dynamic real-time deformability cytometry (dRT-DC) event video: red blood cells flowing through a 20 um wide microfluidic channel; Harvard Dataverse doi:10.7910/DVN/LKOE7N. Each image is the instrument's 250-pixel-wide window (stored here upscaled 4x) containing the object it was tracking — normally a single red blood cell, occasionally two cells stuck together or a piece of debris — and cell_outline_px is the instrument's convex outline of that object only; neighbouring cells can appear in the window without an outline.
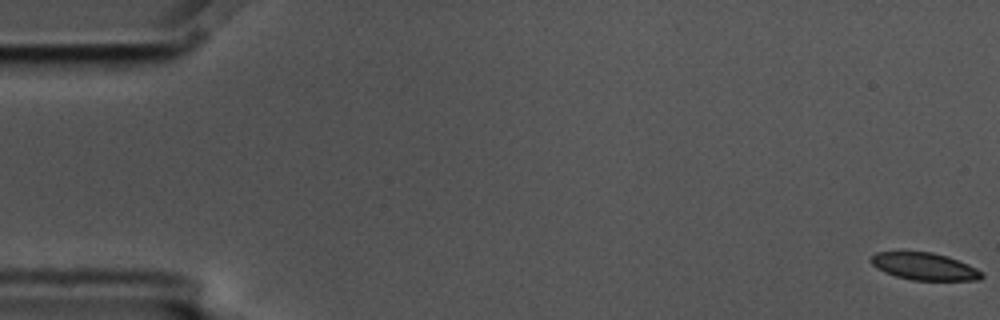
{"species": "common noctule bat (a hibernating species)", "species_latin": "Nyctalus noctula", "temperature_condition": "cold", "stored_images_in_passage": 7, "camera_frame_rate_fps": 3000, "um_per_image_px": 0.085, "animal": {"sex": "male", "body_mass_g": 17.5, "forearm_length_mm": 52.3}, "frame": {"image": 1, "passage_image": 1, "time_ms": 0.0, "image_size_px": [1000, 320], "cell_outline_px": [[984, 276], [980, 280], [912, 280], [896, 276], [884, 272], [876, 268], [868, 260], [876, 252], [932, 252], [948, 256], [968, 264], [984, 272]], "centroid_in_image_um": [78.59, 22.65], "position_along_channel_um": 6.4, "area_um2": 17.69}}
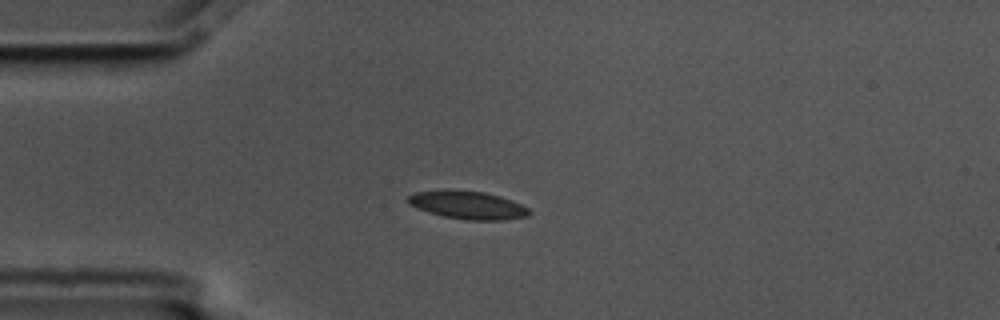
{"frame": {"image": 2, "passage_image": 5, "time_ms": 1.333, "image_size_px": [1000, 320], "cell_outline_px": [[532, 212], [528, 216], [504, 220], [468, 220], [444, 216], [428, 212], [408, 204], [408, 196], [416, 192], [484, 192], [500, 196], [512, 200], [528, 208]], "centroid_in_image_um": [39.84, 17.47], "position_along_channel_um": 45.2, "area_um2": 19.02}}